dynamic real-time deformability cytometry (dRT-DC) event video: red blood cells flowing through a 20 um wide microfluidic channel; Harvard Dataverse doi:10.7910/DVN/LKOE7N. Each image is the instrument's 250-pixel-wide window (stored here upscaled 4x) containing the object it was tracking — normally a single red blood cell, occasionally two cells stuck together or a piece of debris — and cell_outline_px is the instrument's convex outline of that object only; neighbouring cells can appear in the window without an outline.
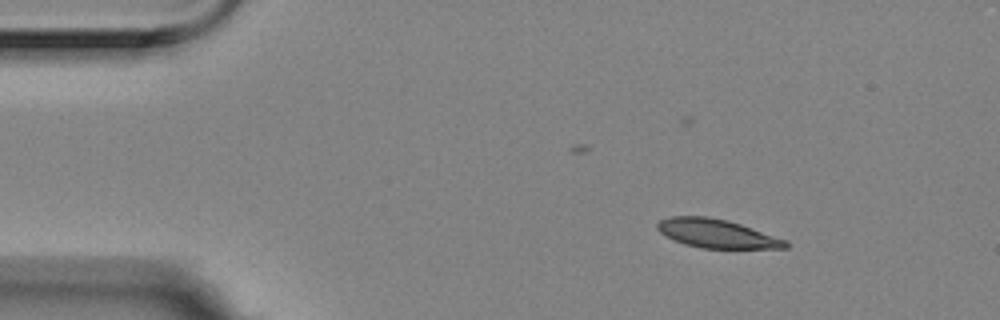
{"species": "Egyptian fruit bat (a non-hibernating species)", "species_latin": "Rousettus aegyptiacus", "temperature_condition": "room temperature", "stored_images_in_passage": 3, "camera_frame_rate_fps": 3000, "um_per_image_px": 0.085, "animal": {"sex": "female"}, "frame": {"image": 1, "passage_image": 1, "time_ms": 0.0, "image_size_px": [1000, 320], "cell_outline_px": [[788, 248], [704, 248], [684, 244], [660, 232], [656, 228], [656, 224], [660, 220], [672, 216], [708, 216], [728, 220], [788, 240]], "centroid_in_image_um": [60.94, 19.84], "position_along_channel_um": 24.1, "area_um2": 21.27}}